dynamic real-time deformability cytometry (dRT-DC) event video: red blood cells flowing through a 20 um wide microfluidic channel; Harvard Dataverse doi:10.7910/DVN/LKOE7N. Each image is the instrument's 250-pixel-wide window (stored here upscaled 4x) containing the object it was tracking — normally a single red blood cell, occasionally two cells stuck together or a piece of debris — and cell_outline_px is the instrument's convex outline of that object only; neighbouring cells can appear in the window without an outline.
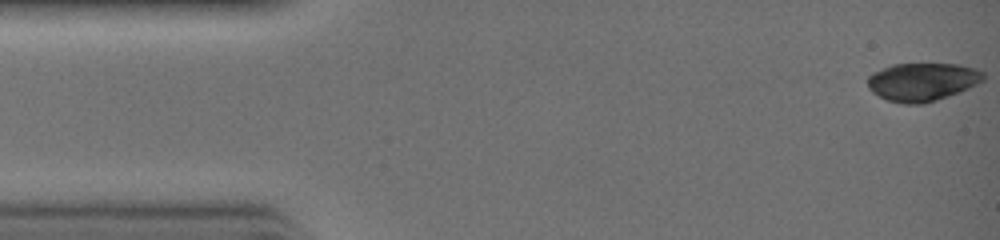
{"species": "common noctule bat (a hibernating species)", "species_latin": "Nyctalus noctula", "temperature_condition": "warm", "stored_images_in_passage": 9, "camera_frame_rate_fps": 3000, "um_per_image_px": 0.085, "animal": {"sex": "female", "body_mass_g": 19.0, "forearm_length_mm": 51.5}, "frame": {"image": 1, "passage_image": 1, "time_ms": 0.0, "image_size_px": [1000, 240], "cell_outline_px": [[984, 80], [960, 92], [924, 104], [904, 104], [888, 100], [872, 92], [868, 88], [868, 76], [872, 72], [892, 64], [956, 64], [976, 68], [984, 72]], "centroid_in_image_um": [78.39, 6.95], "position_along_channel_um": 6.6, "area_um2": 25.78}}
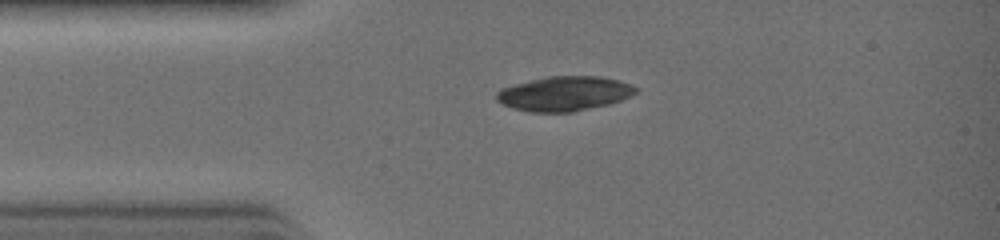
{"frame": {"image": 2, "passage_image": 7, "time_ms": 2.0, "image_size_px": [1000, 240], "cell_outline_px": [[640, 88], [632, 96], [608, 104], [572, 112], [528, 112], [512, 108], [496, 100], [496, 92], [500, 88], [548, 76], [600, 76], [620, 80]], "centroid_in_image_um": [47.99, 7.95], "position_along_channel_um": 37.0, "area_um2": 28.09}}